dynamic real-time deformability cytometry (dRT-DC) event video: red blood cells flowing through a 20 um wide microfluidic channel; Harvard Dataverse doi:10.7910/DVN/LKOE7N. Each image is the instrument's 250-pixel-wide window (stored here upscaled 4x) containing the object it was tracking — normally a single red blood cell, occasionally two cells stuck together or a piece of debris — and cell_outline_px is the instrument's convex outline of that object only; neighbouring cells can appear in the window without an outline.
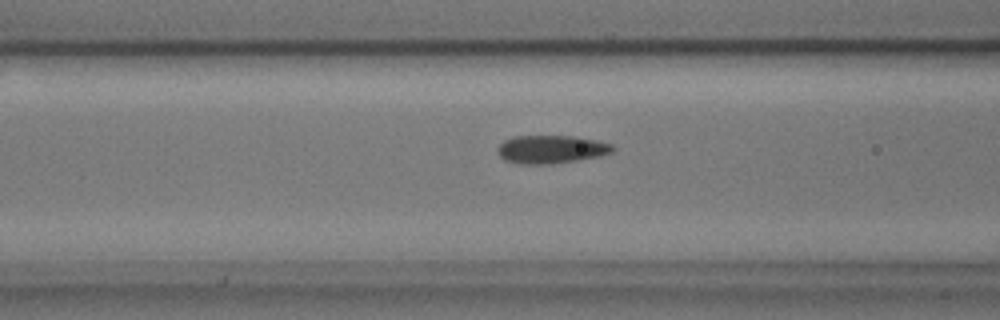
{"species": "common noctule bat (a hibernating species)", "species_latin": "Nyctalus noctula", "temperature_condition": "cold", "stored_images_in_passage": 15, "camera_frame_rate_fps": 3000, "um_per_image_px": 0.085, "animal": {"sex": "male", "body_mass_g": 17.9, "forearm_length_mm": 54.2}, "frame": {"image": 1, "passage_image": 13, "time_ms": 4.0, "image_size_px": [1000, 320], "cell_outline_px": [[616, 148], [612, 152], [600, 156], [552, 164], [520, 164], [504, 160], [496, 152], [496, 148], [504, 140], [512, 136], [572, 136], [596, 140], [612, 144]], "centroid_in_image_um": [46.82, 12.69], "position_along_channel_um": 119.8, "area_um2": 19.02}}